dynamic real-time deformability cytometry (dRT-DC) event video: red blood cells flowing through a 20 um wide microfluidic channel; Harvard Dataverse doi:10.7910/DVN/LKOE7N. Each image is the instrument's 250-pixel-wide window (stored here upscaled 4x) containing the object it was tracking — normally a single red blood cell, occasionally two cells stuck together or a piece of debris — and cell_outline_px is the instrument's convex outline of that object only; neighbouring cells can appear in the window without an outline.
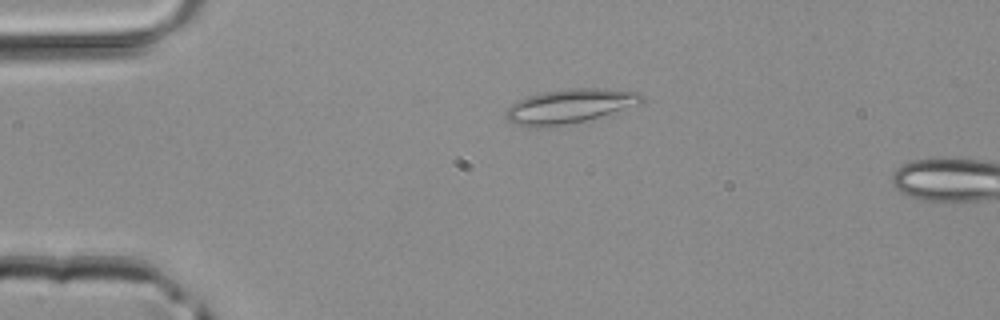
{"species": "common noctule bat (a hibernating species)", "species_latin": "Nyctalus noctula", "temperature_condition": "room temperature", "stored_images_in_passage": 2, "camera_frame_rate_fps": 3000, "um_per_image_px": 0.085, "animal": {"sex": "male", "body_mass_g": 20.4}, "frame": {"image": 1, "passage_image": 1, "time_ms": 0.0, "image_size_px": [1000, 320], "cell_outline_px": [[644, 96], [640, 104], [612, 116], [560, 128], [532, 128], [516, 124], [508, 120], [504, 112], [512, 104], [528, 96], [544, 92], [568, 88], [608, 88], [640, 92]], "centroid_in_image_um": [48.52, 9.08], "position_along_channel_um": 36.5, "area_um2": 28.61}}